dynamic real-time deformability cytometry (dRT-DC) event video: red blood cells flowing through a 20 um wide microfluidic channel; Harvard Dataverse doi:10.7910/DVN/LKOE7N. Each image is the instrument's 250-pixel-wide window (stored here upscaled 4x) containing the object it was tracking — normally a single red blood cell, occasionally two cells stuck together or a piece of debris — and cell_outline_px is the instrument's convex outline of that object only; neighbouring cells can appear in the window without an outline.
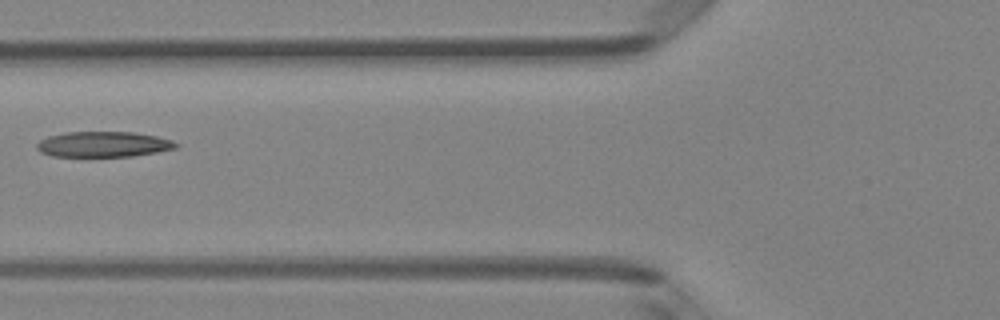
{"species": "Egyptian fruit bat (a non-hibernating species)", "species_latin": "Rousettus aegyptiacus", "temperature_condition": "room temperature", "stored_images_in_passage": 6, "camera_frame_rate_fps": 3000, "um_per_image_px": 0.085, "animal": {"sex": "female"}, "frame": {"image": 1, "passage_image": 6, "time_ms": 5.667, "image_size_px": [1000, 320], "cell_outline_px": [[180, 144], [176, 148], [156, 152], [132, 156], [52, 156], [40, 152], [36, 148], [36, 144], [40, 140], [48, 136], [64, 132], [132, 132], [156, 136], [172, 140]], "centroid_in_image_um": [8.77, 12.26], "position_along_channel_um": 117.0, "area_um2": 20.63}}